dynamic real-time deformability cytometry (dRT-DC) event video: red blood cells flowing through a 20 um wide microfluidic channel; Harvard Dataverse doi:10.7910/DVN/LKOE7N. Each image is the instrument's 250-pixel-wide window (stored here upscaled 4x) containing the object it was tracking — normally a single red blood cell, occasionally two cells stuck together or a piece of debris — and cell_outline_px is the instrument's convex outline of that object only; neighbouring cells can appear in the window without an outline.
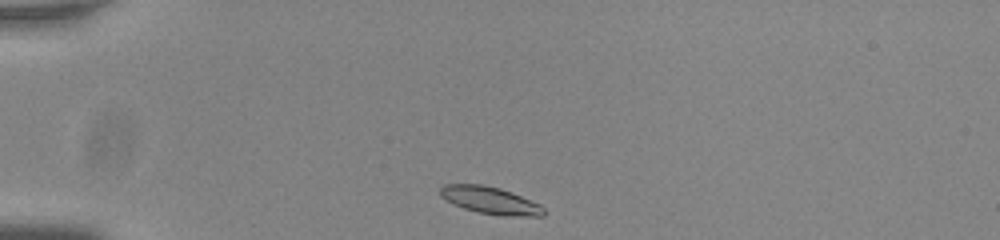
{"species": "common noctule bat (a hibernating species)", "species_latin": "Nyctalus noctula", "temperature_condition": "room temperature", "stored_images_in_passage": 42, "camera_frame_rate_fps": 3000, "um_per_image_px": 0.085, "animal": {"sex": "male", "body_mass_g": 20.0, "forearm_length_mm": 53.3}, "frame": {"image": 1, "passage_image": 1, "time_ms": 0.0, "image_size_px": [1000, 240], "cell_outline_px": [[544, 216], [504, 216], [480, 212], [464, 208], [452, 204], [440, 196], [440, 188], [444, 184], [484, 184], [500, 188], [512, 192], [540, 204], [544, 208]], "centroid_in_image_um": [41.67, 17.02], "position_along_channel_um": 43.3, "area_um2": 16.47}}
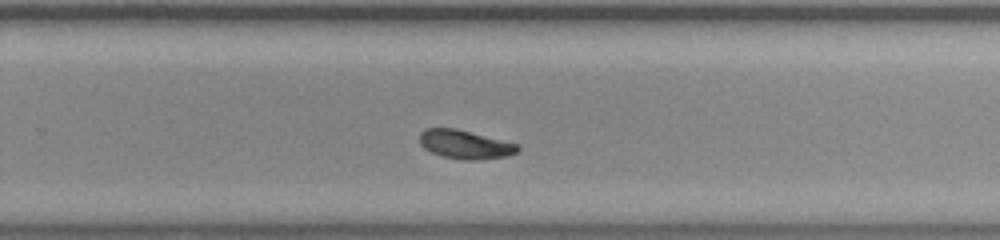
{"frame": {"image": 2, "passage_image": 24, "time_ms": 7.667, "image_size_px": [1000, 240], "cell_outline_px": [[520, 148], [516, 152], [508, 156], [476, 160], [464, 160], [444, 156], [432, 152], [424, 148], [420, 144], [420, 132], [424, 128], [456, 128], [520, 144]], "centroid_in_image_um": [39.55, 12.27], "position_along_channel_um": 290.3, "area_um2": 16.47}}
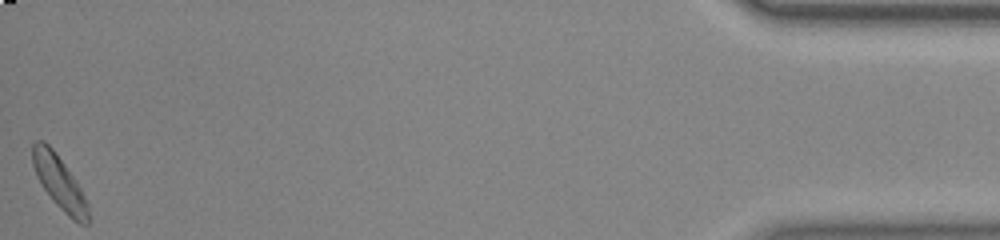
{"frame": {"image": 3, "passage_image": 42, "time_ms": 13.667, "image_size_px": [1000, 240], "cell_outline_px": [[88, 224], [80, 224], [72, 220], [52, 200], [40, 184], [36, 176], [32, 164], [32, 144], [36, 140], [44, 140], [52, 148], [64, 164], [80, 188], [88, 204]], "centroid_in_image_um": [5.01, 15.5], "position_along_channel_um": 430.2, "area_um2": 17.17}, "authors_computed_cell_mechanics": {"area_um2": 16.5886, "velocity_mm_per_s": 3.7269, "shape_relaxation_time_tau1_ms": 2.163, "shape_relaxation_time_tau2_ms": 3.6084, "deformation_change_tau1": 0.1133, "deformation_change_tau2": 0.0744}}